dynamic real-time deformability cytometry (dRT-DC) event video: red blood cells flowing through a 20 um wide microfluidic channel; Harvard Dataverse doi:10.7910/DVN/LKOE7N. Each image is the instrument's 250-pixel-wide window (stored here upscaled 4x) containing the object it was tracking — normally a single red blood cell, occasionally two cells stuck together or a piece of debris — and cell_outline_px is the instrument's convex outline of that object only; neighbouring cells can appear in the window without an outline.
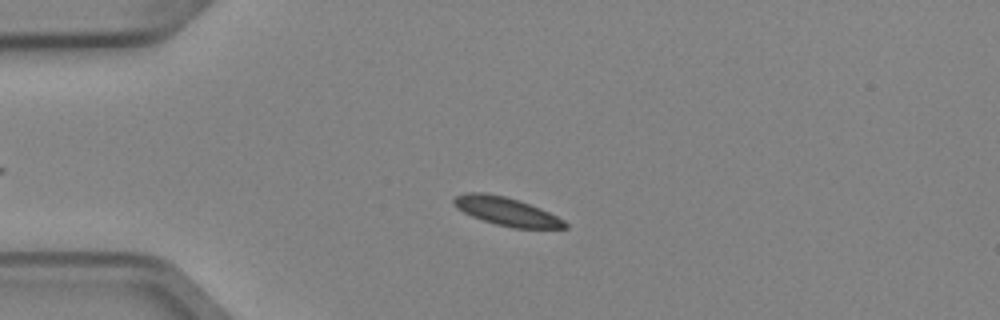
{"species": "Egyptian fruit bat (a non-hibernating species)", "species_latin": "Rousettus aegyptiacus", "temperature_condition": "cold", "stored_images_in_passage": 4, "camera_frame_rate_fps": 3000, "um_per_image_px": 0.085, "animal": {"sex": "female"}, "frame": {"image": 1, "passage_image": 3, "time_ms": 0.667, "image_size_px": [1000, 320], "cell_outline_px": [[568, 228], [512, 228], [496, 224], [472, 216], [456, 208], [452, 204], [452, 200], [456, 196], [464, 192], [484, 192], [504, 196], [540, 208], [564, 220], [568, 224]], "centroid_in_image_um": [43.02, 17.96], "position_along_channel_um": 42.0, "area_um2": 18.21}}